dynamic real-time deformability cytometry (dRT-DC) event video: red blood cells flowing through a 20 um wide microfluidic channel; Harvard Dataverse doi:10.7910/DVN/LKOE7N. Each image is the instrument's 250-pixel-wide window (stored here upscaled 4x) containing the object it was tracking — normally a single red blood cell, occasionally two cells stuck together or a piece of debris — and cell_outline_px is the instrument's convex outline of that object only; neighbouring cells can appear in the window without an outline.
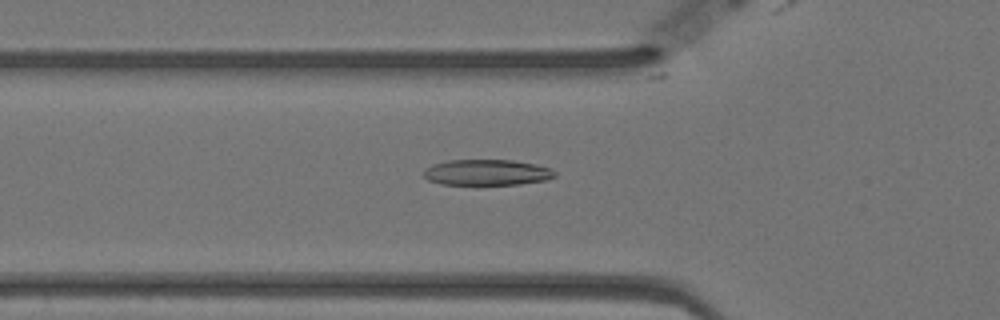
{"species": "Egyptian fruit bat (a non-hibernating species)", "species_latin": "Rousettus aegyptiacus", "temperature_condition": "warm", "stored_images_in_passage": 57, "camera_frame_rate_fps": 3000, "um_per_image_px": 0.085, "animal": {"sex": "female"}, "frame": {"image": 1, "passage_image": 19, "time_ms": 6.0, "image_size_px": [1000, 320], "cell_outline_px": [[556, 176], [548, 180], [520, 184], [440, 184], [428, 180], [424, 176], [424, 168], [432, 164], [448, 160], [512, 160], [536, 164], [548, 168], [556, 172]], "centroid_in_image_um": [41.38, 14.65], "position_along_channel_um": 84.4, "area_um2": 19.77}}
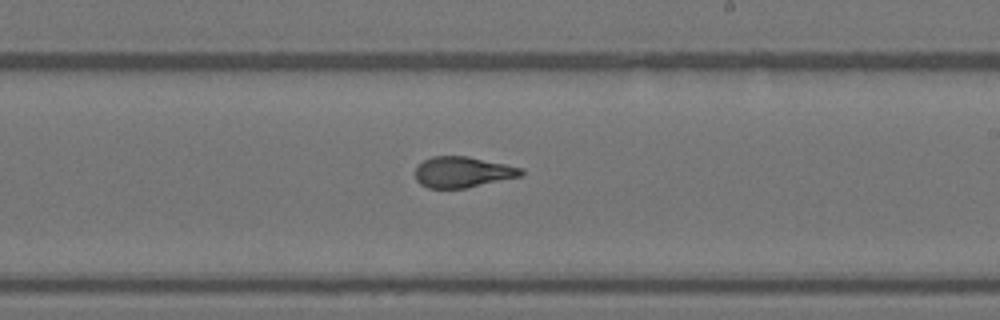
{"frame": {"image": 2, "passage_image": 33, "time_ms": 10.667, "image_size_px": [1000, 320], "cell_outline_px": [[524, 176], [464, 188], [428, 188], [420, 184], [416, 180], [416, 168], [424, 160], [432, 156], [468, 156], [524, 168]], "centroid_in_image_um": [39.37, 14.62], "position_along_channel_um": 249.6, "area_um2": 19.07}}
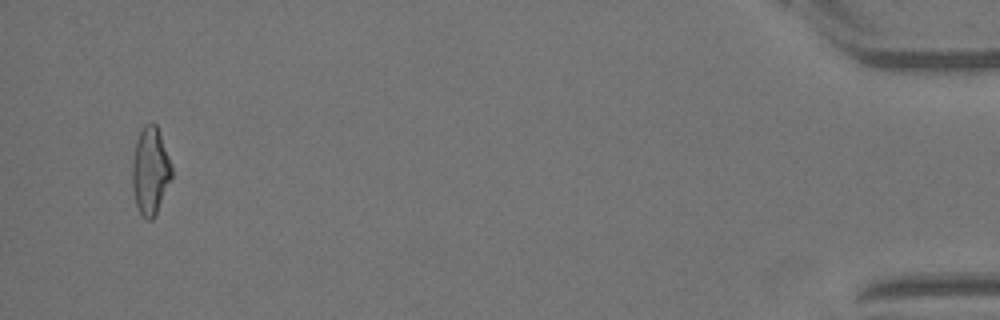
{"frame": {"image": 3, "passage_image": 55, "time_ms": 18.0, "image_size_px": [1000, 320], "cell_outline_px": [[172, 176], [156, 216], [152, 220], [148, 220], [140, 212], [136, 204], [132, 188], [132, 160], [136, 140], [144, 124], [152, 120], [156, 124], [160, 132], [172, 164]], "centroid_in_image_um": [12.78, 14.49], "position_along_channel_um": 422.4, "area_um2": 20.4}, "authors_computed_cell_mechanics": {"area_um2": 19.8832, "velocity_mm_per_s": 3.5231, "shape_relaxation_time_tau1_ms": 3.5346, "shape_relaxation_time_tau2_ms": 1.6889, "deformation_change_tau1": 0.1616, "deformation_change_tau2": 0.1062}}